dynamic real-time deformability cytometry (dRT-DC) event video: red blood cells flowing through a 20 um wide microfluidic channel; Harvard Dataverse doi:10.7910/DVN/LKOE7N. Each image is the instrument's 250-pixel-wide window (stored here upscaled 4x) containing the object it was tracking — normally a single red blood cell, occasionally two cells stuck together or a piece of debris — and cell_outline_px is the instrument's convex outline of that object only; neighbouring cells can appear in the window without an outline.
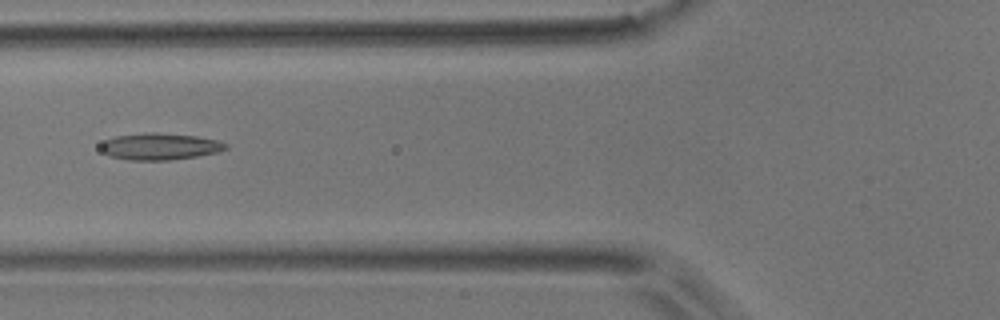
{"species": "common noctule bat (a hibernating species)", "species_latin": "Nyctalus noctula", "temperature_condition": "room temperature", "stored_images_in_passage": 9, "camera_frame_rate_fps": 3000, "um_per_image_px": 0.085, "animal": {"sex": "male", "body_mass_g": 17.9}, "frame": {"image": 1, "passage_image": 6, "time_ms": 6.667, "image_size_px": [1000, 320], "cell_outline_px": [[228, 148], [220, 152], [196, 156], [168, 160], [128, 160], [108, 156], [100, 148], [100, 144], [104, 140], [116, 136], [148, 132], [156, 132], [196, 136], [216, 140], [228, 144]], "centroid_in_image_um": [13.57, 12.45], "position_along_channel_um": 112.2, "area_um2": 19.54}}
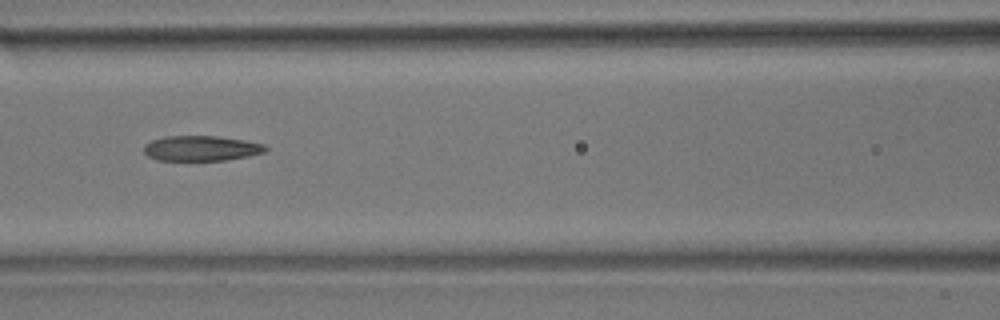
{"frame": {"image": 2, "passage_image": 7, "time_ms": 7.667, "image_size_px": [1000, 320], "cell_outline_px": [[268, 148], [264, 152], [248, 156], [224, 160], [156, 160], [148, 156], [144, 152], [144, 144], [152, 140], [164, 136], [216, 136], [244, 140], [264, 144]], "centroid_in_image_um": [17.08, 12.6], "position_along_channel_um": 149.5, "area_um2": 17.8}}
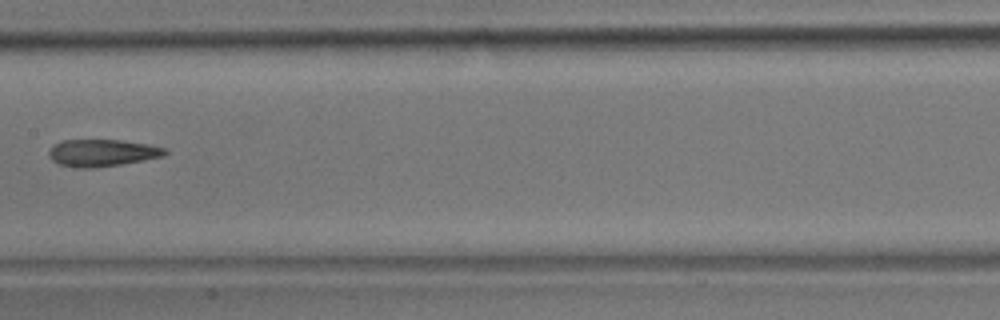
{"frame": {"image": 3, "passage_image": 8, "time_ms": 9.0, "image_size_px": [1000, 320], "cell_outline_px": [[168, 152], [164, 156], [144, 160], [96, 168], [76, 168], [60, 164], [52, 160], [48, 156], [48, 152], [56, 144], [64, 140], [120, 140], [168, 148]], "centroid_in_image_um": [8.7, 13.0], "position_along_channel_um": 198.7, "area_um2": 18.21}}